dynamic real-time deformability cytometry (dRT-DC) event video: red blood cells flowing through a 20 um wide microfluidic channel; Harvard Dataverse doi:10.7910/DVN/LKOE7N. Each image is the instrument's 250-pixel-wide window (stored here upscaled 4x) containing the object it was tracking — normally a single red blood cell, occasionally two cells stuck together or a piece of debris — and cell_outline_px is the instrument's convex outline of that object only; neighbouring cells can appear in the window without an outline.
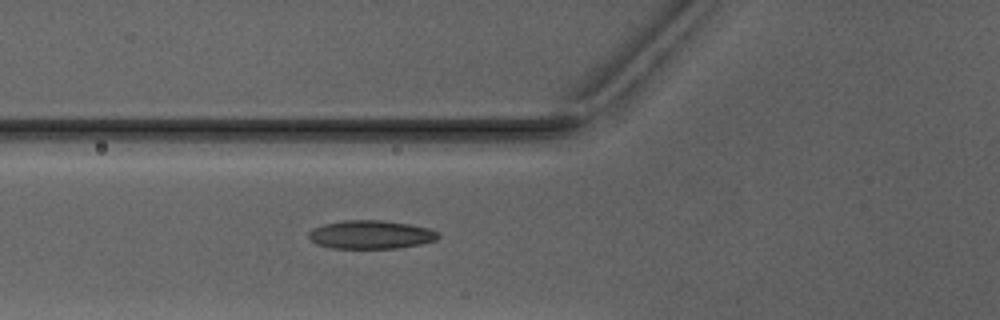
{"species": "Egyptian fruit bat (a non-hibernating species)", "species_latin": "Rousettus aegyptiacus", "temperature_condition": "warm", "stored_images_in_passage": 4, "camera_frame_rate_fps": 3000, "um_per_image_px": 0.085, "animal": {"sex": "male"}, "frame": {"image": 1, "passage_image": 4, "time_ms": 3.333, "image_size_px": [1000, 320], "cell_outline_px": [[440, 236], [436, 240], [420, 244], [396, 248], [332, 248], [316, 244], [308, 236], [308, 232], [312, 228], [324, 224], [344, 220], [380, 220], [408, 224], [428, 228], [440, 232]], "centroid_in_image_um": [31.51, 19.94], "position_along_channel_um": 94.3, "area_um2": 21.44}}